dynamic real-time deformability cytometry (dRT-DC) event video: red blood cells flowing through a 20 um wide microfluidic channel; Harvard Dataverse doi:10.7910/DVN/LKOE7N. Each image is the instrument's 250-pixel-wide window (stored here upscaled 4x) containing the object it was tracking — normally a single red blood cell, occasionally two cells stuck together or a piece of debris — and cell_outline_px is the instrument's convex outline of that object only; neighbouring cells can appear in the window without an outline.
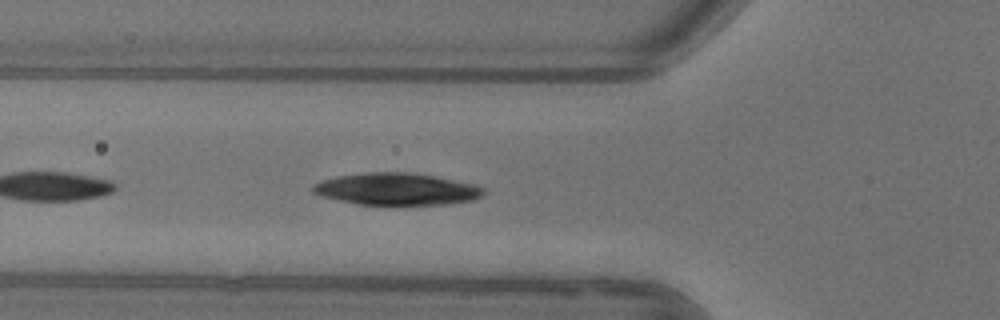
{"species": "common noctule bat (a hibernating species)", "species_latin": "Nyctalus noctula", "temperature_condition": "warm", "stored_images_in_passage": 31, "camera_frame_rate_fps": 3000, "um_per_image_px": 0.085, "animal": {"sex": "female"}, "frame": {"image": 1, "passage_image": 5, "time_ms": 1.333, "image_size_px": [1000, 320], "cell_outline_px": [[484, 192], [480, 196], [472, 200], [448, 204], [356, 204], [320, 196], [312, 192], [312, 184], [336, 176], [368, 172], [408, 172], [432, 176], [472, 184], [484, 188]], "centroid_in_image_um": [33.65, 16.07], "position_along_channel_um": 92.2, "area_um2": 31.44}}